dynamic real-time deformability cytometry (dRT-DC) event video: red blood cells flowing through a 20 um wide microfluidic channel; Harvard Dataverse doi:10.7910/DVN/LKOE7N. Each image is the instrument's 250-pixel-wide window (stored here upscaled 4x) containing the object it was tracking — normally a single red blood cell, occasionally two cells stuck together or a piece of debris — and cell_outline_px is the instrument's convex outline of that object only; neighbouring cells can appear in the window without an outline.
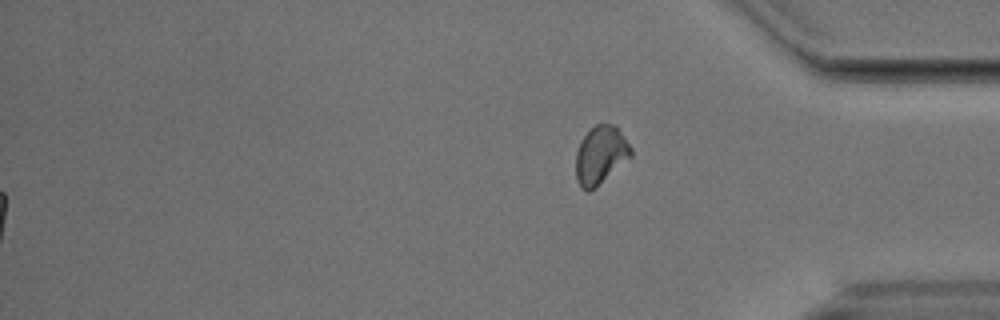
{"species": "Egyptian fruit bat (a non-hibernating species)", "species_latin": "Rousettus aegyptiacus", "temperature_condition": "cold", "stored_images_in_passage": 56, "segment_of_instrument_passage": [2, 2], "camera_frame_rate_fps": 3000, "um_per_image_px": 0.085, "animal": {"sex": "male"}, "frame": {"image": 1, "passage_image": 56, "time_ms": 18.333, "image_size_px": [1000, 320], "cell_outline_px": [[632, 156], [596, 188], [588, 192], [580, 188], [576, 180], [576, 152], [580, 140], [596, 124], [616, 124], [632, 148]], "centroid_in_image_um": [51.05, 13.2], "position_along_channel_um": 384.2, "area_um2": 18.9}}